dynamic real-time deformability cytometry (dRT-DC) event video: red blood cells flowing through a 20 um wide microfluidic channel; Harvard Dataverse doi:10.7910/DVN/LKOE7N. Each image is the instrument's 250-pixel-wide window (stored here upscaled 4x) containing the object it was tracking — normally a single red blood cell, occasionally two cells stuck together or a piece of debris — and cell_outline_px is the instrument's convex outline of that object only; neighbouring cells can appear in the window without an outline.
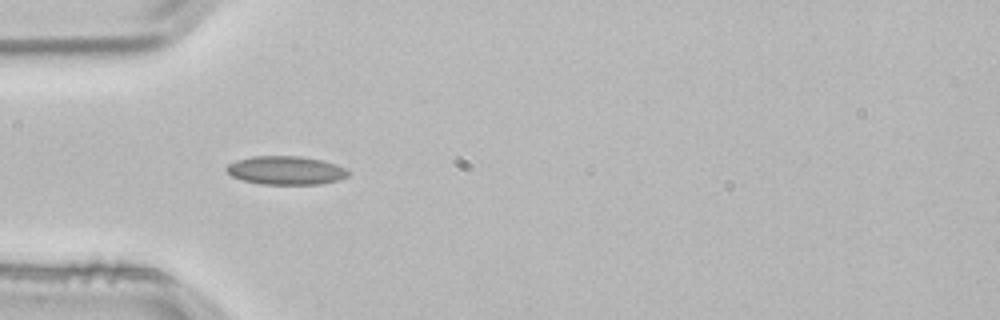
{"species": "common noctule bat (a hibernating species)", "species_latin": "Nyctalus noctula", "temperature_condition": "room temperature", "stored_images_in_passage": 1, "camera_frame_rate_fps": 3000, "um_per_image_px": 0.085, "animal": {"sex": "male", "body_mass_g": 21.5, "forearm_length_mm": 52.0}, "frame": {"image": 1, "passage_image": 1, "time_ms": 0.0, "image_size_px": [1000, 320], "cell_outline_px": [[348, 176], [336, 180], [320, 184], [260, 184], [244, 180], [232, 176], [224, 168], [228, 164], [236, 160], [252, 156], [300, 156], [320, 160], [336, 164], [344, 168], [348, 172]], "centroid_in_image_um": [24.26, 14.47], "position_along_channel_um": 60.7, "area_um2": 20.06}}